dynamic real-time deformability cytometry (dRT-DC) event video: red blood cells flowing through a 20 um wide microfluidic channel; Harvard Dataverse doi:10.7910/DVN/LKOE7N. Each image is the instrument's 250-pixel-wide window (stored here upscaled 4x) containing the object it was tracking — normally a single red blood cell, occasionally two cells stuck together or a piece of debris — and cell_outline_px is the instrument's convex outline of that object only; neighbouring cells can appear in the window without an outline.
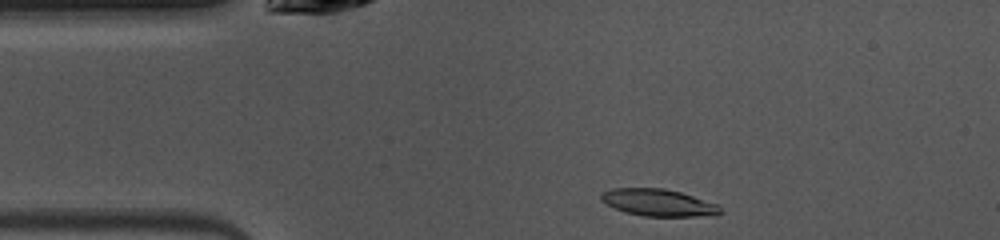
{"species": "common noctule bat (a hibernating species)", "species_latin": "Nyctalus noctula", "temperature_condition": "warm", "stored_images_in_passage": 41, "camera_frame_rate_fps": 3000, "um_per_image_px": 0.085, "animal": {"sex": "female", "body_mass_g": 10.0, "forearm_length_mm": 53.1}, "frame": {"image": 1, "passage_image": 1, "time_ms": 0.0, "image_size_px": [1000, 240], "cell_outline_px": [[724, 212], [716, 216], [644, 216], [624, 212], [600, 200], [600, 192], [612, 188], [664, 188], [680, 192], [716, 204]], "centroid_in_image_um": [55.95, 17.22], "position_along_channel_um": 29.0, "area_um2": 18.79}}
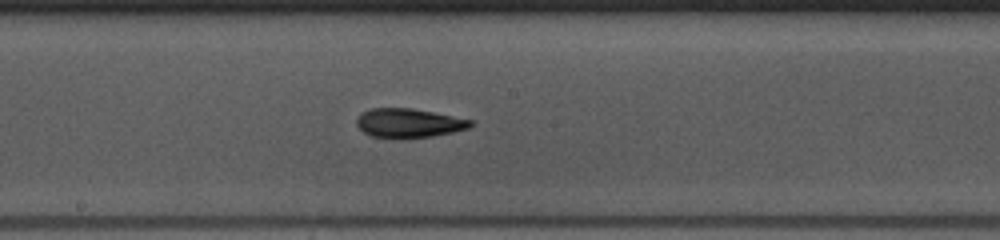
{"frame": {"image": 2, "passage_image": 17, "time_ms": 5.333, "image_size_px": [1000, 240], "cell_outline_px": [[476, 124], [468, 128], [452, 132], [432, 136], [404, 140], [372, 136], [364, 132], [356, 124], [356, 120], [364, 112], [372, 108], [412, 108], [472, 120]], "centroid_in_image_um": [34.76, 10.48], "position_along_channel_um": 213.4, "area_um2": 19.42}}
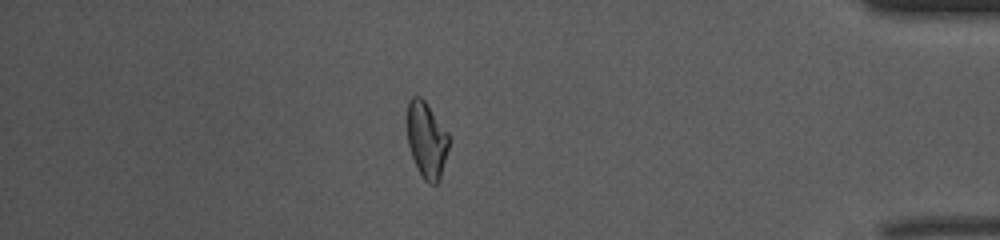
{"frame": {"image": 3, "passage_image": 34, "time_ms": 11.0, "image_size_px": [1000, 240], "cell_outline_px": [[448, 148], [440, 180], [436, 184], [428, 184], [424, 180], [412, 156], [408, 144], [408, 100], [412, 96], [420, 96], [424, 100], [448, 132]], "centroid_in_image_um": [36.27, 11.9], "position_along_channel_um": 398.9, "area_um2": 18.21}, "authors_computed_cell_mechanics": {"area_um2": 19.3052, "velocity_mm_per_s": 4.0446, "shape_relaxation_time_tau1_ms": 3.9697, "shape_relaxation_time_tau2_ms": 2.9275, "deformation_change_tau1": 0.1321, "deformation_change_tau2": 0.0887}}